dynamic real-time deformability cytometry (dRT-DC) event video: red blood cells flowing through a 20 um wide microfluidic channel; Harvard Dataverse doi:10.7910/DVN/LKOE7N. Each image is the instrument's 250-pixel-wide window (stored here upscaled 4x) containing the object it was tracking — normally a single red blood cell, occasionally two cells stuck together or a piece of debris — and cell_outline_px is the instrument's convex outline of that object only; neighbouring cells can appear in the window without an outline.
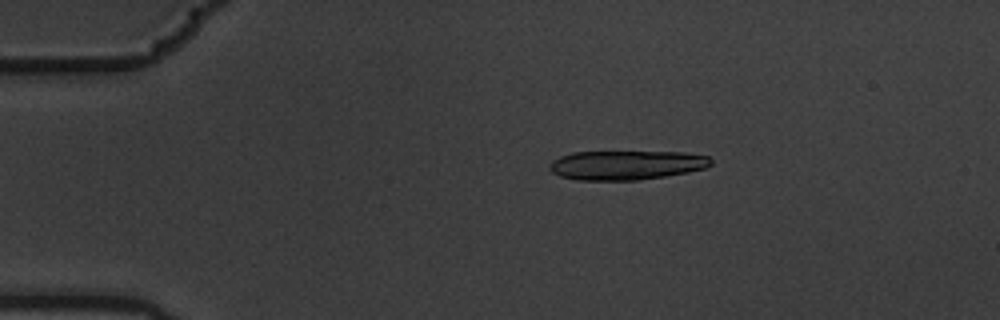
{"species": "common noctule bat (a hibernating species)", "species_latin": "Nyctalus noctula", "temperature_condition": "warm", "stored_images_in_passage": 7, "camera_frame_rate_fps": 3000, "um_per_image_px": 0.085, "animal": {"sex": "male", "body_mass_g": 19.5, "forearm_length_mm": 54.6}, "frame": {"image": 1, "passage_image": 4, "time_ms": 1.0, "image_size_px": [1000, 320], "cell_outline_px": [[712, 164], [708, 168], [688, 172], [664, 176], [636, 180], [576, 180], [560, 176], [552, 172], [548, 168], [548, 164], [552, 160], [560, 156], [572, 152], [684, 152], [708, 156], [712, 160]], "centroid_in_image_um": [53.23, 14.03], "position_along_channel_um": 31.8, "area_um2": 27.69}}